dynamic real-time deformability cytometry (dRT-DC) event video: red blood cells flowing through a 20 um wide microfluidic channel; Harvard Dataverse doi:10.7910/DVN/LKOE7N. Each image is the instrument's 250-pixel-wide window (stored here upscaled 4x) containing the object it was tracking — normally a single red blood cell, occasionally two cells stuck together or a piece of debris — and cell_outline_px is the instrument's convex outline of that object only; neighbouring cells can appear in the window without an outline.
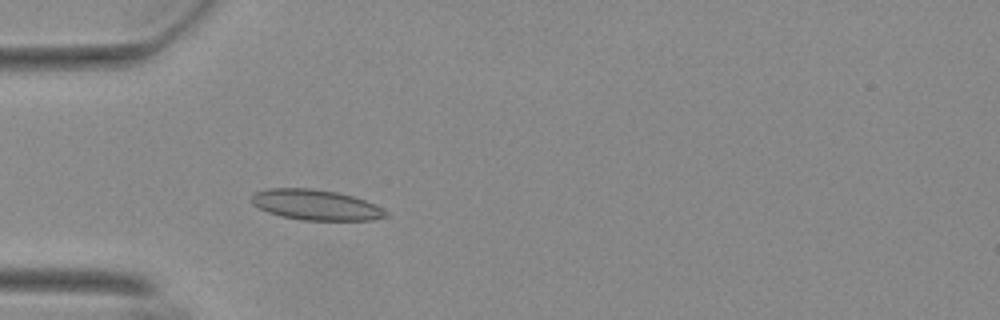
{"species": "Egyptian fruit bat (a non-hibernating species)", "species_latin": "Rousettus aegyptiacus", "temperature_condition": "warm", "stored_images_in_passage": 54, "camera_frame_rate_fps": 3000, "um_per_image_px": 0.085, "animal": {"sex": "female"}, "frame": {"image": 1, "passage_image": 16, "time_ms": 5.0, "image_size_px": [1000, 320], "cell_outline_px": [[388, 216], [372, 220], [300, 220], [280, 216], [268, 212], [252, 204], [248, 196], [256, 192], [268, 188], [312, 188], [336, 192], [352, 196], [364, 200], [388, 212]], "centroid_in_image_um": [26.78, 17.41], "position_along_channel_um": 58.2, "area_um2": 23.81}}
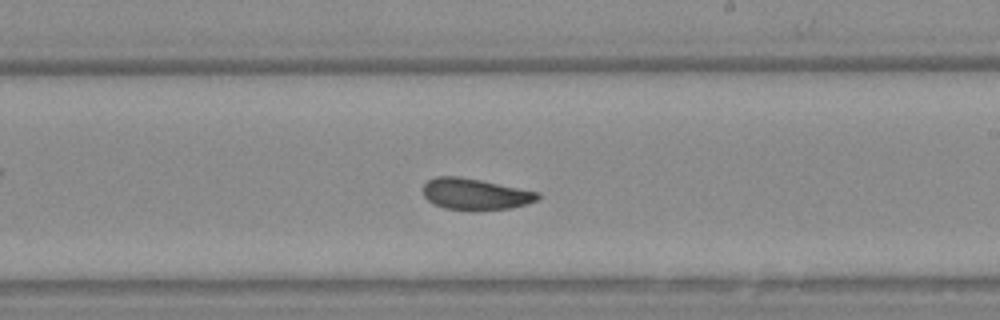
{"frame": {"image": 2, "passage_image": 32, "time_ms": 10.333, "image_size_px": [1000, 320], "cell_outline_px": [[540, 196], [536, 200], [512, 208], [476, 212], [468, 212], [444, 208], [432, 204], [424, 196], [424, 184], [428, 180], [436, 176], [456, 176], [480, 180], [540, 192]], "centroid_in_image_um": [40.37, 16.53], "position_along_channel_um": 248.6, "area_um2": 21.33}}
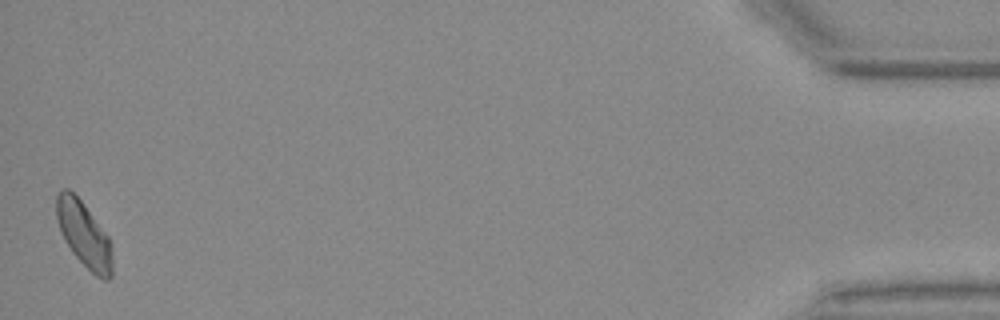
{"frame": {"image": 3, "passage_image": 54, "time_ms": 17.667, "image_size_px": [1000, 320], "cell_outline_px": [[112, 276], [108, 280], [104, 280], [96, 276], [72, 252], [64, 240], [60, 232], [56, 216], [56, 196], [64, 188], [68, 188], [80, 200], [108, 236], [112, 256]], "centroid_in_image_um": [7.12, 19.94], "position_along_channel_um": 428.1, "area_um2": 20.92}, "authors_computed_cell_mechanics": {"area_um2": 21.5594, "velocity_mm_per_s": 3.6847, "shape_relaxation_time_tau1_ms": 5.27, "shape_relaxation_time_tau2_ms": 2.2843, "deformation_change_tau1": 0.1249, "deformation_change_tau2": 0.0757}}